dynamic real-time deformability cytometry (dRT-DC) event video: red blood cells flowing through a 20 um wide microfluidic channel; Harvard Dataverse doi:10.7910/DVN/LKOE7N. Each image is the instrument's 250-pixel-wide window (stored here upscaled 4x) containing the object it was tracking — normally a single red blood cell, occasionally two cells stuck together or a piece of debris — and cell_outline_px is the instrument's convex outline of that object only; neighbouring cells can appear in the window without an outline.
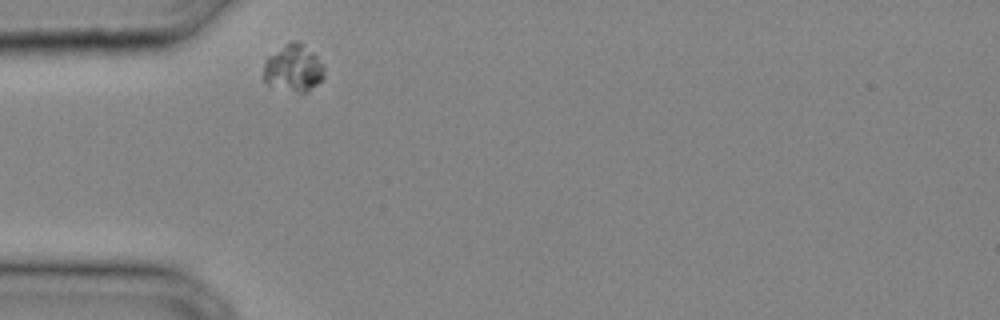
{"species": "common noctule bat (a hibernating species)", "species_latin": "Nyctalus noctula", "temperature_condition": "cold", "stored_images_in_passage": 20, "camera_frame_rate_fps": 3000, "um_per_image_px": 0.085, "animal": {"sex": "male", "body_mass_g": 20.4}, "frame": {"image": 1, "passage_image": 1, "time_ms": 0.0, "image_size_px": [1000, 320], "cell_outline_px": [[324, 76], [308, 92], [296, 92], [268, 84], [264, 80], [264, 60], [268, 56], [292, 40], [296, 40], [312, 52], [324, 64]], "centroid_in_image_um": [24.94, 5.79], "position_along_channel_um": 60.1, "area_um2": 16.36}}
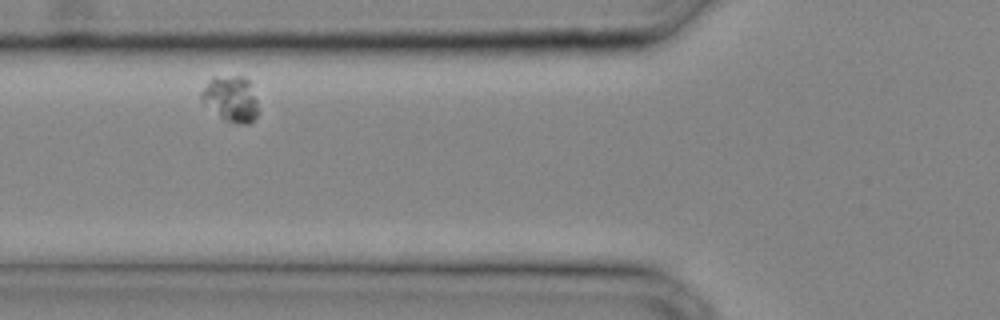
{"frame": {"image": 2, "passage_image": 4, "time_ms": 1.0, "image_size_px": [1000, 320], "cell_outline_px": [[260, 112], [248, 124], [244, 124], [224, 120], [200, 100], [200, 92], [212, 76], [244, 76], [248, 80], [256, 100]], "centroid_in_image_um": [19.61, 8.38], "position_along_channel_um": 106.2, "area_um2": 15.14}}